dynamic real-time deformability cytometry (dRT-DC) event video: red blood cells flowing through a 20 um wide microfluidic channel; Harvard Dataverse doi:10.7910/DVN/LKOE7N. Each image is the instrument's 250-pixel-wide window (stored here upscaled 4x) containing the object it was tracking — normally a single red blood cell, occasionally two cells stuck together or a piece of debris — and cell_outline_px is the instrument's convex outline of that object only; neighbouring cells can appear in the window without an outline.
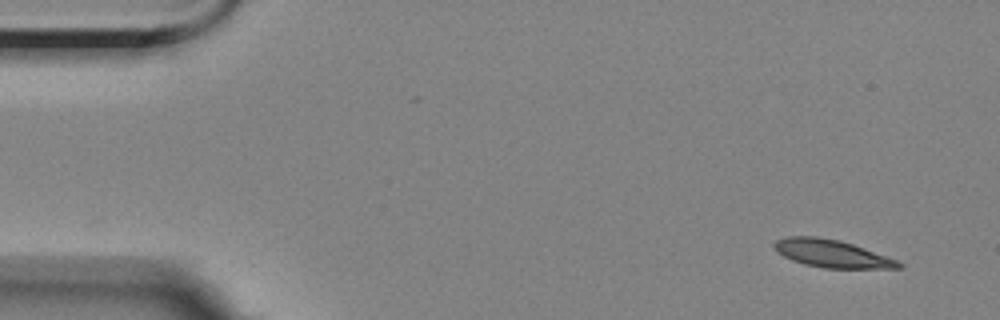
{"species": "Egyptian fruit bat (a non-hibernating species)", "species_latin": "Rousettus aegyptiacus", "temperature_condition": "room temperature", "stored_images_in_passage": 53, "camera_frame_rate_fps": 3000, "um_per_image_px": 0.085, "animal": {"sex": "female"}, "frame": {"image": 1, "passage_image": 1, "time_ms": 0.0, "image_size_px": [1000, 320], "cell_outline_px": [[904, 268], [824, 268], [804, 264], [792, 260], [776, 252], [772, 244], [776, 240], [788, 236], [816, 236], [840, 240], [852, 244], [896, 260], [904, 264]], "centroid_in_image_um": [70.66, 21.55], "position_along_channel_um": 14.3, "area_um2": 19.94}}
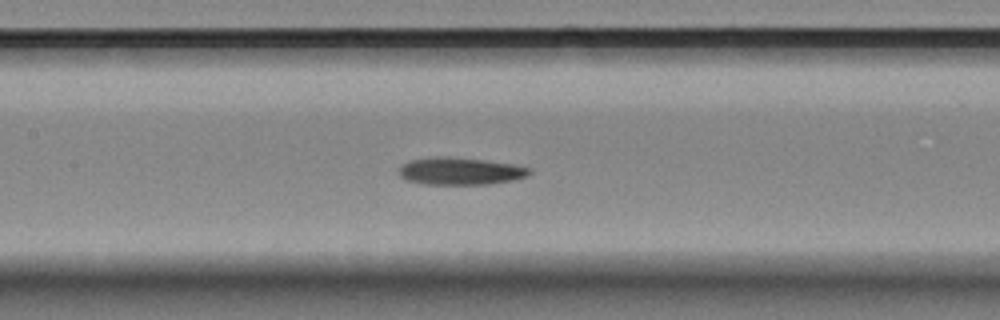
{"frame": {"image": 2, "passage_image": 23, "time_ms": 7.333, "image_size_px": [1000, 320], "cell_outline_px": [[532, 172], [528, 176], [512, 180], [492, 184], [424, 184], [408, 180], [400, 176], [396, 172], [400, 164], [408, 160], [428, 156], [448, 156], [484, 160], [512, 164], [532, 168]], "centroid_in_image_um": [39.07, 14.53], "position_along_channel_um": 168.3, "area_um2": 21.21}}
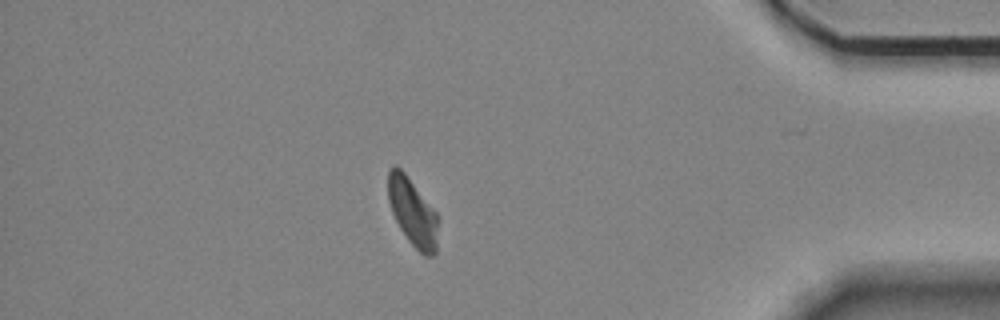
{"frame": {"image": 3, "passage_image": 46, "time_ms": 15.0, "image_size_px": [1000, 320], "cell_outline_px": [[436, 252], [432, 256], [424, 256], [408, 240], [400, 228], [392, 212], [388, 200], [388, 168], [396, 164], [404, 172], [436, 212]], "centroid_in_image_um": [35.03, 18.0], "position_along_channel_um": 400.2, "area_um2": 19.31}, "authors_computed_cell_mechanics": {"area_um2": 20.5768, "velocity_mm_per_s": 3.5219, "shape_relaxation_time_tau1_ms": 5.5228, "shape_relaxation_time_tau2_ms": null, "deformation_change_tau1": 0.1509, "deformation_change_tau2": null}}